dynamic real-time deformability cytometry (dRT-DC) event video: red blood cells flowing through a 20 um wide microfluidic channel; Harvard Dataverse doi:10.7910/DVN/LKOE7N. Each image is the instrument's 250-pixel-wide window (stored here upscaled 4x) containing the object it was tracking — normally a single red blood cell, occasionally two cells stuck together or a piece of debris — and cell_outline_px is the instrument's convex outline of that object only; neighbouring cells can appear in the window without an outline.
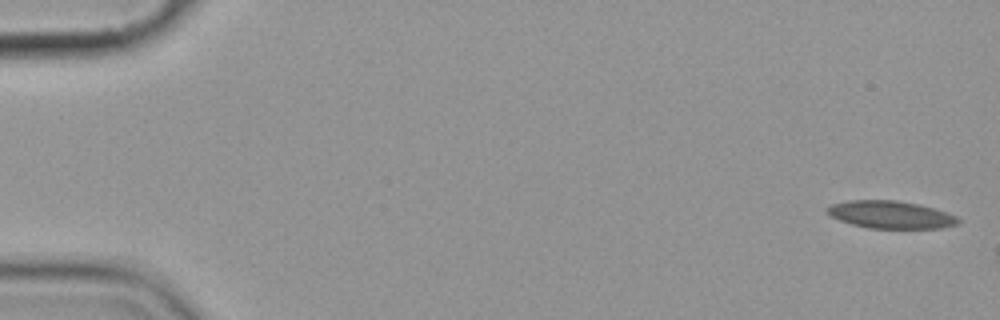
{"species": "common noctule bat (a hibernating species)", "species_latin": "Nyctalus noctula", "temperature_condition": "cold", "stored_images_in_passage": 6, "camera_frame_rate_fps": 3000, "um_per_image_px": 0.085, "animal": {"sex": "female", "body_mass_g": 19.9}, "frame": {"image": 1, "passage_image": 1, "time_ms": 0.0, "image_size_px": [1000, 320], "cell_outline_px": [[960, 220], [956, 224], [940, 228], [868, 228], [852, 224], [840, 220], [824, 212], [832, 204], [848, 200], [896, 200], [920, 204], [956, 216]], "centroid_in_image_um": [75.67, 18.24], "position_along_channel_um": 9.3, "area_um2": 20.81}}